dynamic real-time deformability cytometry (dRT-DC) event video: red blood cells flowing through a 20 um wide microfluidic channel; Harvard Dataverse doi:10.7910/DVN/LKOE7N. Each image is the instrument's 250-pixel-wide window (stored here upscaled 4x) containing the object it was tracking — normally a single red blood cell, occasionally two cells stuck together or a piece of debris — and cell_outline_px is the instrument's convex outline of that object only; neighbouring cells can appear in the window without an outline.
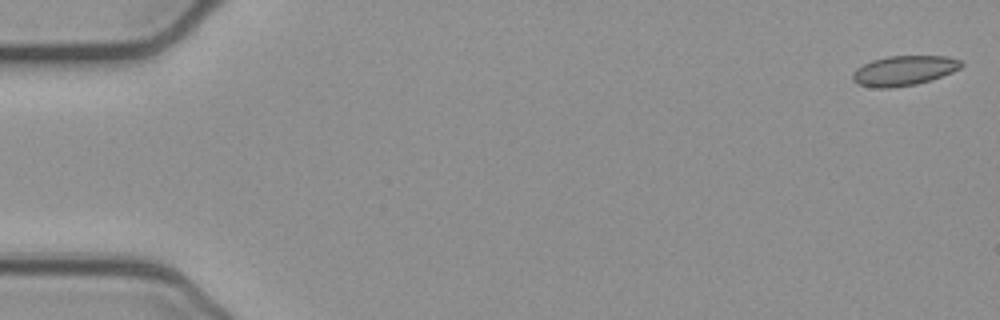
{"species": "common noctule bat (a hibernating species)", "species_latin": "Nyctalus noctula", "temperature_condition": "cold", "stored_images_in_passage": 53, "camera_frame_rate_fps": 3000, "um_per_image_px": 0.085, "animal": {"sex": "female", "body_mass_g": 21.9}, "frame": {"image": 1, "passage_image": 1, "time_ms": 0.0, "image_size_px": [1000, 320], "cell_outline_px": [[964, 64], [960, 68], [952, 72], [916, 84], [888, 88], [876, 88], [860, 84], [852, 80], [852, 72], [856, 68], [872, 60], [888, 56], [948, 56], [960, 60]], "centroid_in_image_um": [76.82, 5.99], "position_along_channel_um": 8.2, "area_um2": 18.73}}
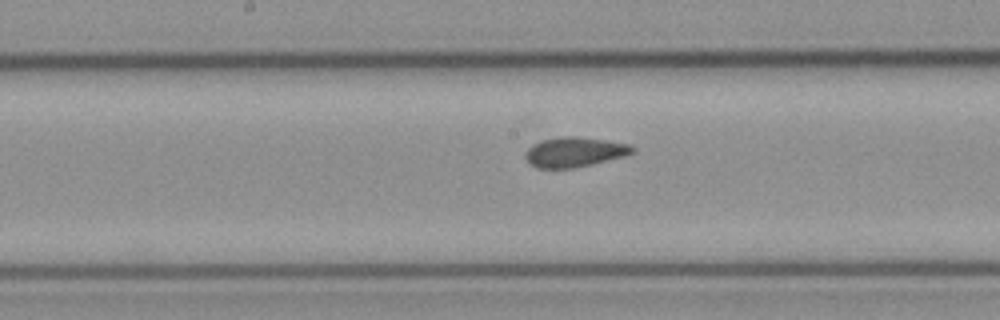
{"frame": {"image": 2, "passage_image": 27, "time_ms": 8.667, "image_size_px": [1000, 320], "cell_outline_px": [[636, 152], [624, 156], [576, 168], [536, 168], [528, 164], [524, 156], [524, 152], [528, 148], [544, 140], [560, 136], [576, 136], [604, 140], [628, 144], [636, 148]], "centroid_in_image_um": [48.82, 12.93], "position_along_channel_um": 199.4, "area_um2": 18.67}}
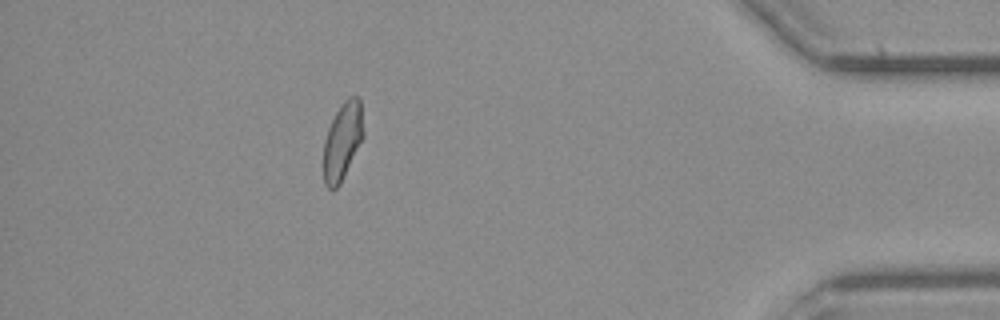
{"frame": {"image": 3, "passage_image": 47, "time_ms": 15.333, "image_size_px": [1000, 320], "cell_outline_px": [[364, 136], [340, 184], [336, 188], [328, 188], [324, 184], [324, 140], [328, 128], [340, 104], [348, 96], [356, 96], [360, 100], [364, 132]], "centroid_in_image_um": [29.12, 11.97], "position_along_channel_um": 406.1, "area_um2": 17.92}, "authors_computed_cell_mechanics": {"area_um2": 18.6694, "velocity_mm_per_s": 3.8693, "shape_relaxation_time_tau1_ms": null, "shape_relaxation_time_tau2_ms": 1.2241, "deformation_change_tau1": null, "deformation_change_tau2": 0.0522}}